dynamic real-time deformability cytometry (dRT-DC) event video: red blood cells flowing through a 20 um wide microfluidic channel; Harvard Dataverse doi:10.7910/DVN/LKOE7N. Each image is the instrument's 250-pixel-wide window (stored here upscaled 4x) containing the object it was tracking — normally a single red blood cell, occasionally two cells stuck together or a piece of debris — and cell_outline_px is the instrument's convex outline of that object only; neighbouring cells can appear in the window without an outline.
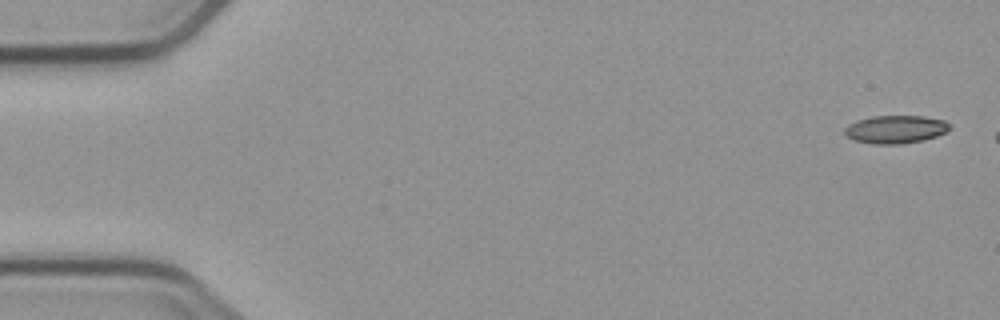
{"species": "common noctule bat (a hibernating species)", "species_latin": "Nyctalus noctula", "temperature_condition": "cold", "stored_images_in_passage": 4, "camera_frame_rate_fps": 3000, "um_per_image_px": 0.085, "animal": {"sex": "male", "body_mass_g": 23.1, "forearm_length_mm": 52.7}, "frame": {"image": 1, "passage_image": 1, "time_ms": 0.0, "image_size_px": [1000, 320], "cell_outline_px": [[948, 132], [924, 140], [900, 144], [872, 144], [852, 140], [844, 132], [844, 128], [848, 124], [856, 120], [872, 116], [924, 116], [944, 120], [948, 124]], "centroid_in_image_um": [76.09, 11.0], "position_along_channel_um": 8.9, "area_um2": 17.22}}